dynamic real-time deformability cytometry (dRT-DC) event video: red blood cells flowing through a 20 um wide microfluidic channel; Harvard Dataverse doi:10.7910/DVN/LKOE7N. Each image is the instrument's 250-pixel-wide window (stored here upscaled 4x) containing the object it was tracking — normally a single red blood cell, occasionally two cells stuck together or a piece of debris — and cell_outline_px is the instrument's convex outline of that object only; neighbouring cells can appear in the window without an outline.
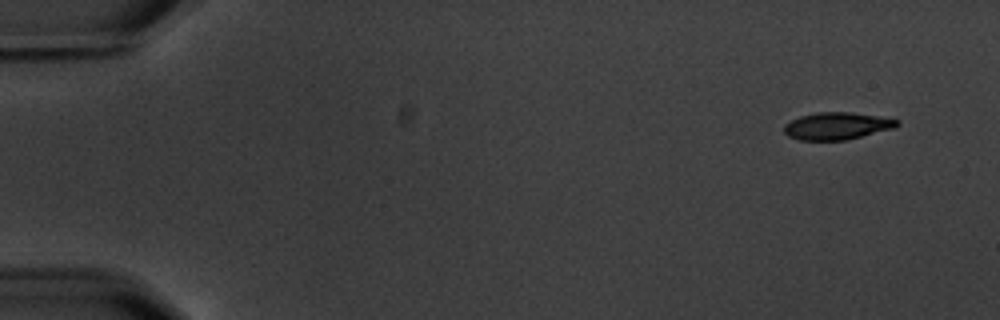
{"species": "common noctule bat (a hibernating species)", "species_latin": "Nyctalus noctula", "temperature_condition": "warm", "stored_images_in_passage": 6, "camera_frame_rate_fps": 3000, "um_per_image_px": 0.085, "animal": {"sex": "male", "body_mass_g": 20.1, "forearm_length_mm": 53.5}, "frame": {"image": 1, "passage_image": 1, "time_ms": 0.0, "image_size_px": [1000, 320], "cell_outline_px": [[900, 124], [896, 128], [844, 140], [800, 140], [788, 136], [784, 132], [784, 124], [800, 116], [816, 112], [848, 112], [876, 116], [900, 120]], "centroid_in_image_um": [71.14, 10.7], "position_along_channel_um": 13.9, "area_um2": 17.86}}
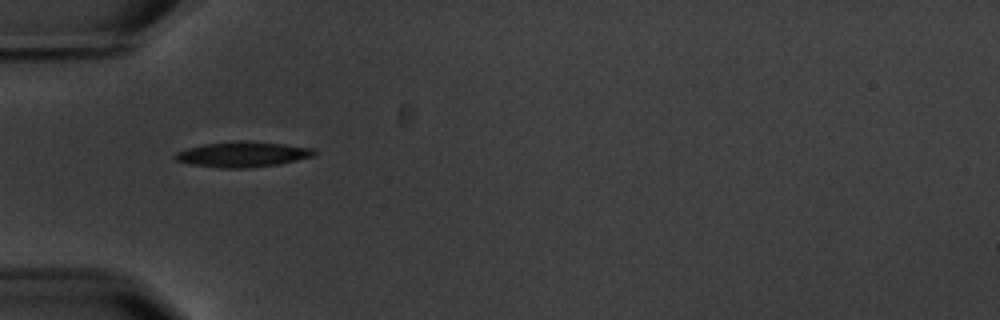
{"frame": {"image": 2, "passage_image": 5, "time_ms": 5.0, "image_size_px": [1000, 320], "cell_outline_px": [[316, 156], [280, 164], [244, 168], [220, 168], [192, 164], [176, 160], [172, 156], [176, 152], [188, 148], [204, 144], [240, 140], [244, 140], [284, 144], [312, 148], [316, 152]], "centroid_in_image_um": [20.64, 13.11], "position_along_channel_um": 64.4, "area_um2": 20.58}}
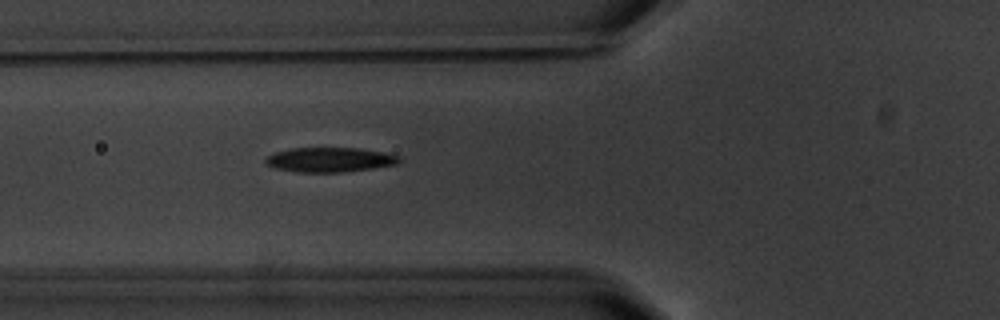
{"frame": {"image": 3, "passage_image": 6, "time_ms": 6.0, "image_size_px": [1000, 320], "cell_outline_px": [[404, 160], [396, 164], [372, 168], [340, 172], [296, 172], [276, 168], [268, 164], [264, 160], [268, 156], [276, 152], [292, 148], [360, 148], [400, 156]], "centroid_in_image_um": [28.05, 13.57], "position_along_channel_um": 97.7, "area_um2": 18.96}}